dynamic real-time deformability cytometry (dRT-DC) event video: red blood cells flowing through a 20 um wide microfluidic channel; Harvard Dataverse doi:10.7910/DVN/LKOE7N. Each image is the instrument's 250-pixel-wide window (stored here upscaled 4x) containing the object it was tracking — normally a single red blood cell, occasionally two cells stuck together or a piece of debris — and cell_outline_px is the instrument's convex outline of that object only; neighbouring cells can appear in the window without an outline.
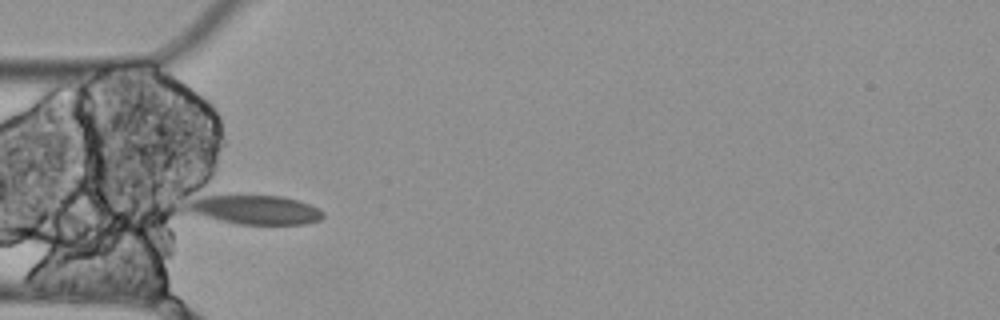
{"species": "Egyptian fruit bat (a non-hibernating species)", "species_latin": "Rousettus aegyptiacus", "temperature_condition": "cold", "stored_images_in_passage": 8, "camera_frame_rate_fps": 3000, "um_per_image_px": 0.085, "animal": {"sex": "female"}, "frame": {"image": 1, "passage_image": 5, "time_ms": 1.333, "image_size_px": [1000, 320], "cell_outline_px": [[324, 216], [320, 220], [304, 224], [236, 224], [204, 216], [192, 212], [184, 208], [200, 192], [204, 192], [280, 196], [296, 200], [308, 204], [324, 212]], "centroid_in_image_um": [21.55, 17.77], "position_along_channel_um": 63.4, "area_um2": 23.93}}
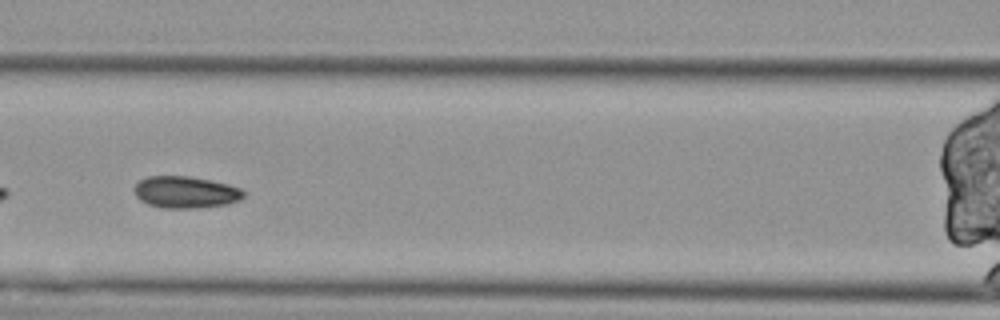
{"frame": {"image": 2, "passage_image": 7, "time_ms": 2.0, "image_size_px": [1000, 320], "cell_outline_px": [[244, 196], [240, 200], [224, 204], [196, 208], [160, 208], [148, 204], [140, 200], [136, 196], [136, 184], [140, 180], [148, 176], [188, 176], [228, 184], [240, 188], [244, 192]], "centroid_in_image_um": [15.77, 16.34], "position_along_channel_um": 150.8, "area_um2": 20.06}}
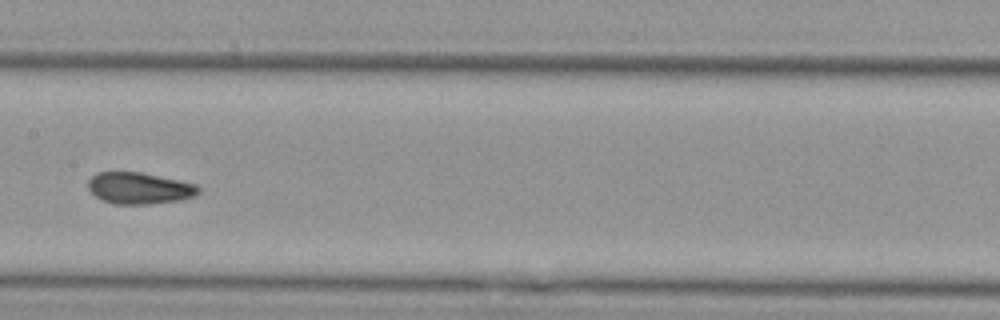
{"frame": {"image": 3, "passage_image": 8, "time_ms": 2.333, "image_size_px": [1000, 320], "cell_outline_px": [[200, 192], [196, 196], [176, 200], [148, 204], [116, 204], [100, 200], [88, 188], [88, 180], [96, 172], [140, 172], [180, 180], [196, 184], [200, 188]], "centroid_in_image_um": [11.84, 15.99], "position_along_channel_um": 195.6, "area_um2": 20.29}}